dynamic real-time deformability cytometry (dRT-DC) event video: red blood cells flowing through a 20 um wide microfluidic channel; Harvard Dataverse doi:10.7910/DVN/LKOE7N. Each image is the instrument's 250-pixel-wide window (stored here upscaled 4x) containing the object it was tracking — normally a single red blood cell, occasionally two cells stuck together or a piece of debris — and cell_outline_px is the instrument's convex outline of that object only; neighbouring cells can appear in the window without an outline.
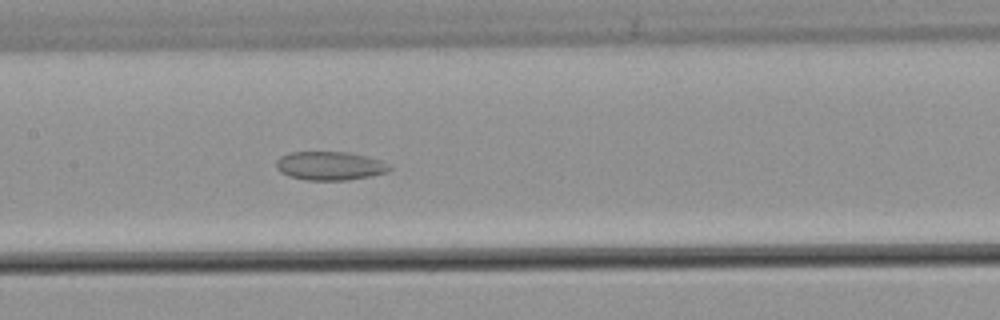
{"species": "common noctule bat (a hibernating species)", "species_latin": "Nyctalus noctula", "temperature_condition": "warm", "stored_images_in_passage": 49, "camera_frame_rate_fps": 3000, "um_per_image_px": 0.085, "animal": {"sex": "male", "body_mass_g": 21.5, "forearm_length_mm": 52.0}, "frame": {"image": 1, "passage_image": 22, "time_ms": 7.0, "image_size_px": [1000, 320], "cell_outline_px": [[392, 168], [388, 172], [348, 180], [304, 180], [288, 176], [280, 172], [276, 168], [276, 160], [280, 156], [288, 152], [348, 152], [380, 160], [388, 164]], "centroid_in_image_um": [27.99, 14.1], "position_along_channel_um": 179.4, "area_um2": 18.96}}
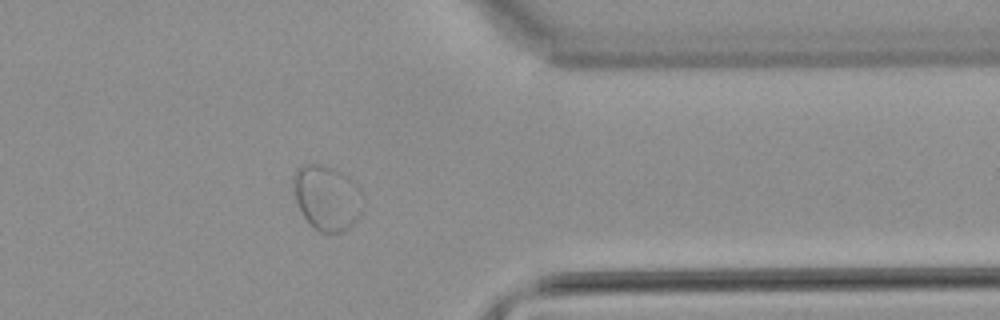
{"frame": {"image": 2, "passage_image": 39, "time_ms": 12.667, "image_size_px": [1000, 320], "cell_outline_px": [[364, 204], [356, 220], [348, 228], [340, 232], [320, 232], [304, 216], [296, 200], [292, 180], [292, 176], [296, 168], [304, 164], [320, 164], [332, 168], [348, 176], [364, 192]], "centroid_in_image_um": [27.81, 16.77], "position_along_channel_um": 383.6, "area_um2": 26.36}}
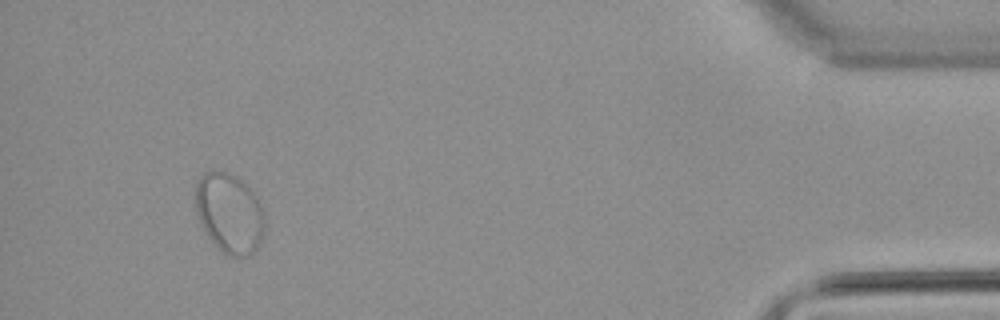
{"frame": {"image": 3, "passage_image": 46, "time_ms": 15.0, "image_size_px": [1000, 320], "cell_outline_px": [[264, 232], [260, 244], [248, 256], [228, 256], [208, 236], [200, 220], [196, 208], [196, 184], [200, 176], [216, 168], [228, 172], [236, 176], [256, 196], [260, 204], [264, 216]], "centroid_in_image_um": [19.51, 18.09], "position_along_channel_um": 415.7, "area_um2": 31.85}}